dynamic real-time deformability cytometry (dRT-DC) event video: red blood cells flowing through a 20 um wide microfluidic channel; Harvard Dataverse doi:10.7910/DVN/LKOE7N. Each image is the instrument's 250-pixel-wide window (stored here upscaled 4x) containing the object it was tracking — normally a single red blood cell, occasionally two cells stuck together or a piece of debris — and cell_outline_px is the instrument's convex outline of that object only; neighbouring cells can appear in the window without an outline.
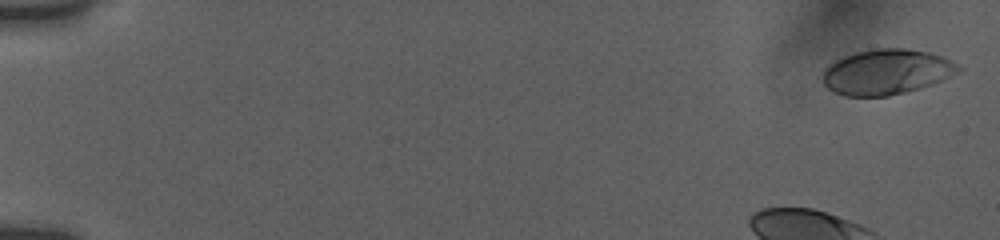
{"species": "human", "species_latin": "Homo sapiens", "temperature_condition": "room temperature", "stored_images_in_passage": 45, "camera_frame_rate_fps": 3000, "um_per_image_px": 0.085, "donor": {"sex": "female"}, "frame": {"image": 1, "passage_image": 1, "time_ms": 0.0, "image_size_px": [1000, 240], "cell_outline_px": [[964, 68], [960, 72], [932, 84], [920, 88], [888, 96], [844, 96], [828, 88], [824, 84], [824, 68], [828, 64], [844, 56], [856, 52], [872, 48], [904, 48], [928, 52], [944, 56], [952, 60]], "centroid_in_image_um": [75.39, 6.1], "position_along_channel_um": 9.6, "area_um2": 35.95}}
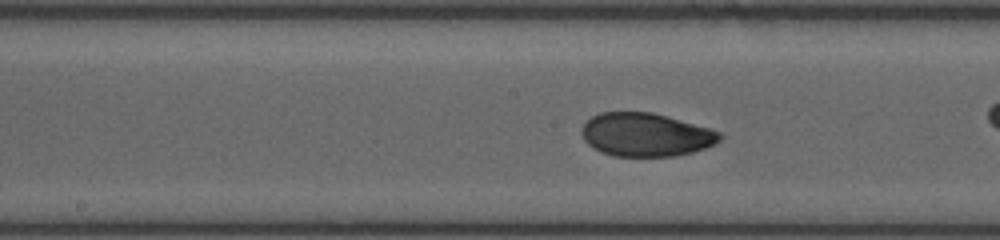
{"frame": {"image": 2, "passage_image": 18, "time_ms": 8.667, "image_size_px": [1000, 240], "cell_outline_px": [[724, 136], [716, 144], [692, 152], [676, 156], [616, 156], [600, 152], [592, 148], [584, 140], [580, 132], [580, 128], [592, 116], [600, 112], [652, 112], [668, 116], [712, 128], [720, 132]], "centroid_in_image_um": [54.9, 11.44], "position_along_channel_um": 193.3, "area_um2": 35.32}}
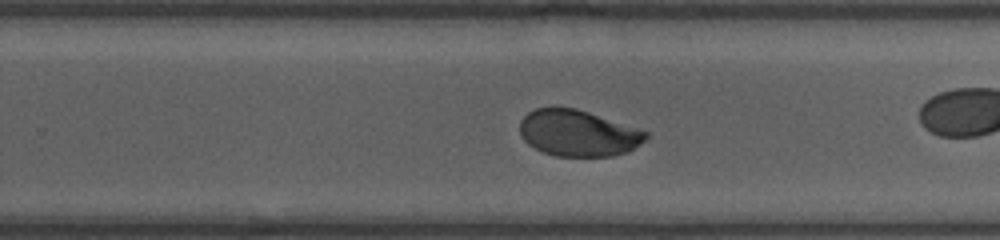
{"frame": {"image": 3, "passage_image": 27, "time_ms": 11.0, "image_size_px": [1000, 240], "cell_outline_px": [[648, 136], [644, 140], [628, 152], [612, 156], [556, 156], [544, 152], [528, 144], [520, 136], [520, 120], [528, 112], [536, 108], [556, 104], [576, 108], [648, 132]], "centroid_in_image_um": [49.08, 11.28], "position_along_channel_um": 280.7, "area_um2": 34.22}, "authors_computed_cell_mechanics": {"area_um2": 35.4892, "velocity_mm_per_s": 3.755, "shape_relaxation_time_tau1_ms": 2.9971, "shape_relaxation_time_tau2_ms": 0.9168, "deformation_change_tau1": 0.1203, "deformation_change_tau2": 0.0407}}